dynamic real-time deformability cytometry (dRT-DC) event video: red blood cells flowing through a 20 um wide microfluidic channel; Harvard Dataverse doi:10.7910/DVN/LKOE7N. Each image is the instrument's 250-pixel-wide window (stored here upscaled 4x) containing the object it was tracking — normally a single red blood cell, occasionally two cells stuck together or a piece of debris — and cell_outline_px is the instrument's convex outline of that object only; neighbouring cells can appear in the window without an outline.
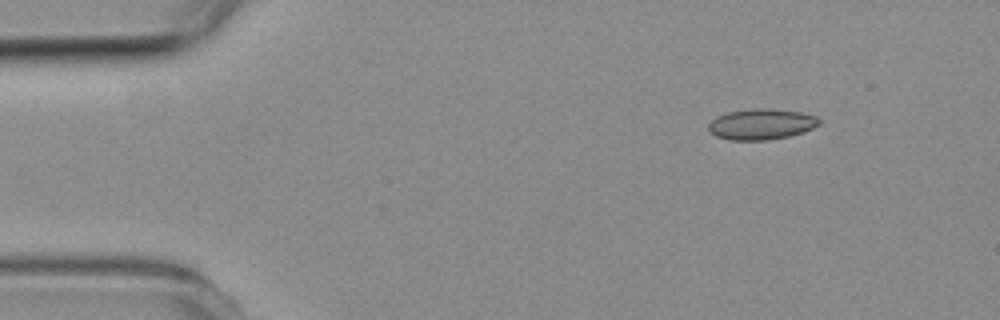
{"species": "common noctule bat (a hibernating species)", "species_latin": "Nyctalus noctula", "temperature_condition": "room temperature", "stored_images_in_passage": 5, "camera_frame_rate_fps": 3000, "um_per_image_px": 0.085, "animal": {"sex": "female", "body_mass_g": 19.3, "forearm_length_mm": 54.1}, "frame": {"image": 1, "passage_image": 5, "time_ms": 8.0, "image_size_px": [1000, 320], "cell_outline_px": [[820, 124], [804, 132], [788, 136], [768, 140], [728, 140], [716, 136], [708, 128], [708, 124], [716, 116], [728, 112], [764, 108], [800, 112], [816, 116], [820, 120]], "centroid_in_image_um": [64.72, 10.57], "position_along_channel_um": 20.3, "area_um2": 19.65}}